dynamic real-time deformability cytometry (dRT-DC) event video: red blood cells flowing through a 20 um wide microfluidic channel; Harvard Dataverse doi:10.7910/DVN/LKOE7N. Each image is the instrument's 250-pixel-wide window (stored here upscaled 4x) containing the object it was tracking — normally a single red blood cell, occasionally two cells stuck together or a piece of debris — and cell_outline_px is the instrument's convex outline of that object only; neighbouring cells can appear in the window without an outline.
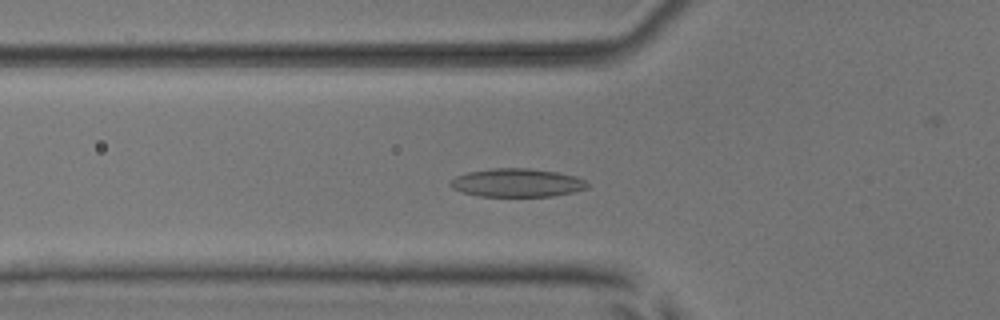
{"species": "common noctule bat (a hibernating species)", "species_latin": "Nyctalus noctula", "temperature_condition": "room temperature", "stored_images_in_passage": 56, "camera_frame_rate_fps": 3000, "um_per_image_px": 0.085, "animal": {"sex": "male", "body_mass_g": 17.9, "forearm_length_mm": 54.2}, "frame": {"image": 1, "passage_image": 22, "time_ms": 7.0, "image_size_px": [1000, 320], "cell_outline_px": [[592, 184], [588, 188], [572, 192], [552, 196], [480, 196], [464, 192], [452, 188], [448, 184], [448, 180], [456, 176], [468, 172], [492, 168], [528, 168], [556, 172], [576, 176]], "centroid_in_image_um": [43.95, 15.53], "position_along_channel_um": 81.9, "area_um2": 22.72}}
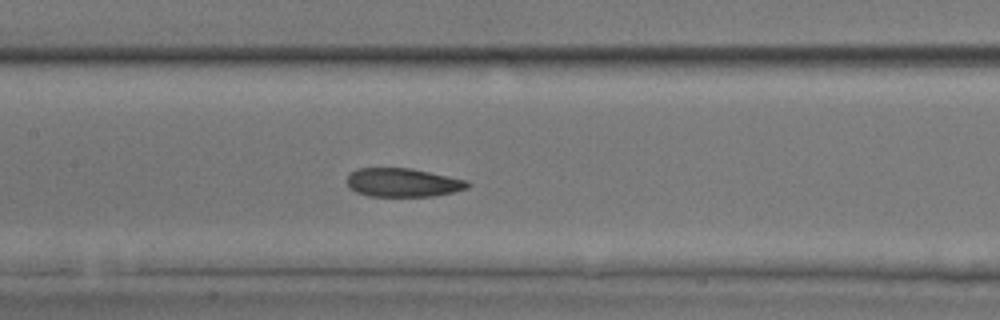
{"frame": {"image": 2, "passage_image": 29, "time_ms": 9.333, "image_size_px": [1000, 320], "cell_outline_px": [[472, 184], [468, 188], [452, 192], [432, 196], [368, 196], [356, 192], [348, 188], [344, 180], [348, 172], [356, 168], [412, 168], [468, 180]], "centroid_in_image_um": [34.18, 15.5], "position_along_channel_um": 173.2, "area_um2": 20.58}}
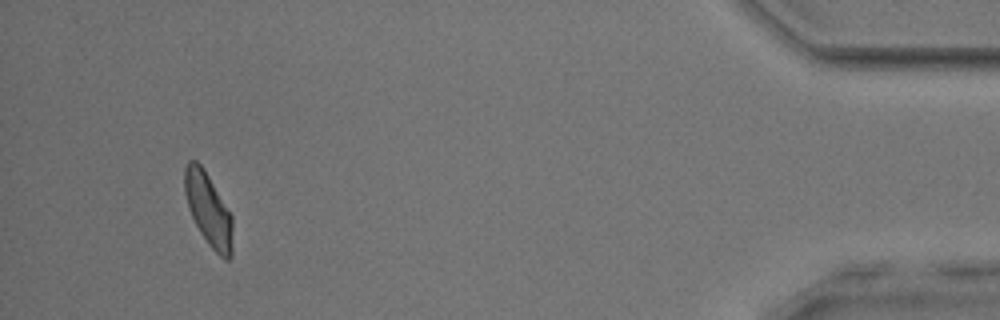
{"frame": {"image": 3, "passage_image": 53, "time_ms": 17.333, "image_size_px": [1000, 320], "cell_outline_px": [[232, 256], [228, 260], [224, 260], [208, 244], [200, 232], [188, 208], [184, 192], [184, 168], [188, 160], [196, 160], [204, 168], [232, 216]], "centroid_in_image_um": [17.7, 17.8], "position_along_channel_um": 417.5, "area_um2": 20.4}, "authors_computed_cell_mechanics": {"area_um2": 21.1548, "velocity_mm_per_s": 3.912, "shape_relaxation_time_tau1_ms": 4.8347, "shape_relaxation_time_tau2_ms": 2.6821, "deformation_change_tau1": 0.1305, "deformation_change_tau2": 0.085}}